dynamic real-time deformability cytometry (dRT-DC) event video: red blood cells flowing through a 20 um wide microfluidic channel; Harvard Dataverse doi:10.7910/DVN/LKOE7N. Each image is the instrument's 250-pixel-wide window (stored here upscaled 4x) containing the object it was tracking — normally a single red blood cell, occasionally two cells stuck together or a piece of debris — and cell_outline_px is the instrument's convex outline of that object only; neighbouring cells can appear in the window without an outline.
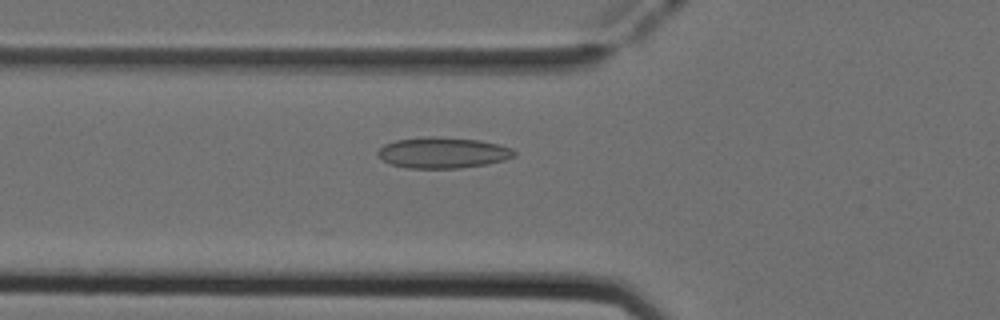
{"species": "Egyptian fruit bat (a non-hibernating species)", "species_latin": "Rousettus aegyptiacus", "temperature_condition": "cold", "stored_images_in_passage": 52, "camera_frame_rate_fps": 3000, "um_per_image_px": 0.085, "animal": {"sex": "female"}, "frame": {"image": 1, "passage_image": 19, "time_ms": 6.0, "image_size_px": [1000, 320], "cell_outline_px": [[516, 156], [504, 160], [484, 164], [460, 168], [408, 168], [388, 164], [376, 152], [384, 144], [396, 140], [428, 136], [432, 136], [480, 140], [500, 144], [512, 148], [516, 152]], "centroid_in_image_um": [37.65, 12.97], "position_along_channel_um": 88.1, "area_um2": 24.62}}
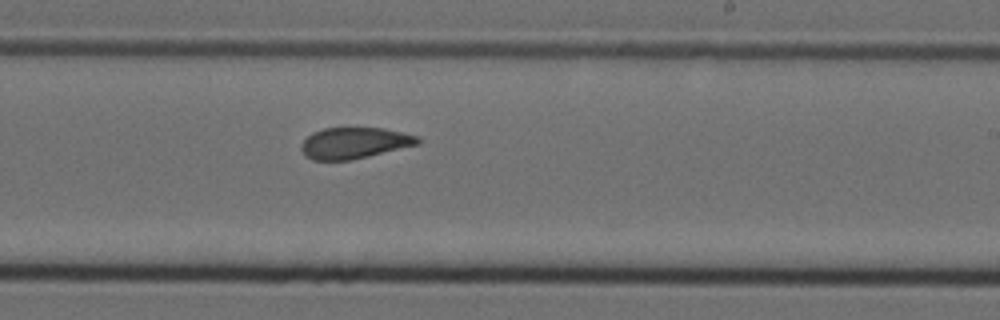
{"frame": {"image": 2, "passage_image": 32, "time_ms": 10.333, "image_size_px": [1000, 320], "cell_outline_px": [[420, 144], [368, 156], [348, 160], [312, 160], [304, 156], [300, 148], [300, 144], [312, 132], [324, 128], [384, 128], [404, 132], [420, 136]], "centroid_in_image_um": [30.12, 12.15], "position_along_channel_um": 258.9, "area_um2": 21.33}}
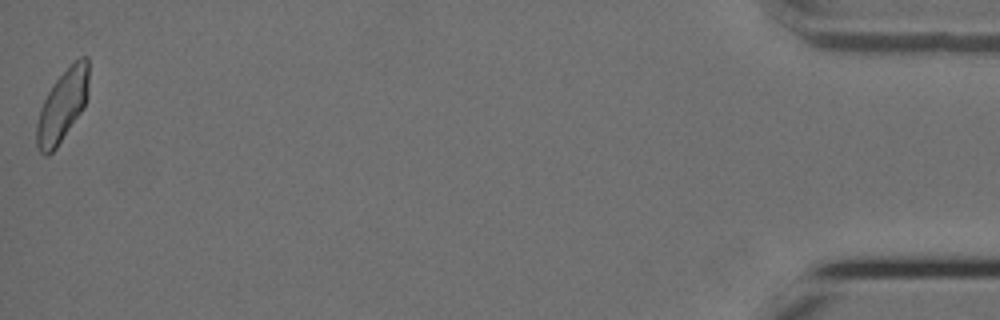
{"frame": {"image": 3, "passage_image": 52, "time_ms": 17.0, "image_size_px": [1000, 320], "cell_outline_px": [[88, 96], [84, 108], [56, 148], [48, 156], [44, 156], [40, 152], [36, 144], [36, 124], [40, 108], [52, 84], [80, 56], [88, 56]], "centroid_in_image_um": [5.3, 9.01], "position_along_channel_um": 429.9, "area_um2": 21.79}, "authors_computed_cell_mechanics": {"area_um2": 22.4842, "velocity_mm_per_s": 3.9428, "shape_relaxation_time_tau1_ms": null, "shape_relaxation_time_tau2_ms": 2.1611, "deformation_change_tau1": null, "deformation_change_tau2": 0.0859}}